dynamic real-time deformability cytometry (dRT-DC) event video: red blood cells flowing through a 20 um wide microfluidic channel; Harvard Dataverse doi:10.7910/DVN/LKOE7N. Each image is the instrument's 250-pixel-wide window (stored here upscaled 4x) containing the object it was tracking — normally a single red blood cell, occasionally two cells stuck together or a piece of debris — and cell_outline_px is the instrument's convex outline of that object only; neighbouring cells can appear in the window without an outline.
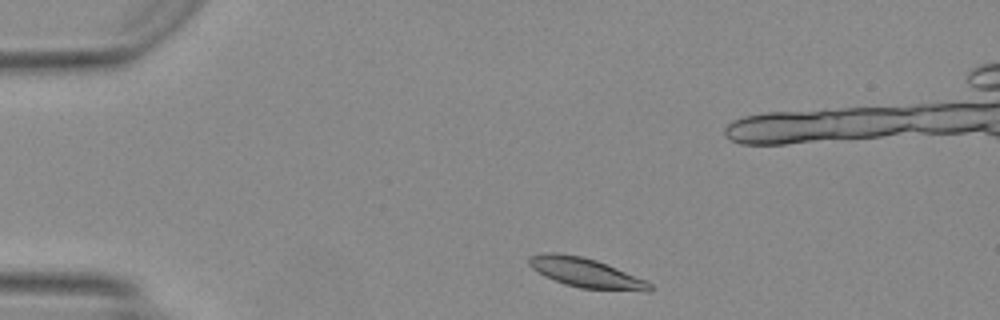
{"species": "Egyptian fruit bat (a non-hibernating species)", "species_latin": "Rousettus aegyptiacus", "temperature_condition": "warm", "stored_images_in_passage": 8, "camera_frame_rate_fps": 3000, "um_per_image_px": 0.085, "animal": {"sex": "female"}, "frame": {"image": 1, "passage_image": 2, "time_ms": 0.333, "image_size_px": [1000, 320], "cell_outline_px": [[652, 288], [648, 292], [644, 292], [580, 288], [564, 284], [544, 276], [532, 268], [528, 264], [528, 260], [532, 256], [544, 252], [556, 252], [580, 256], [596, 260], [648, 280], [652, 284]], "centroid_in_image_um": [49.85, 23.2], "position_along_channel_um": 35.2, "area_um2": 20.92}}
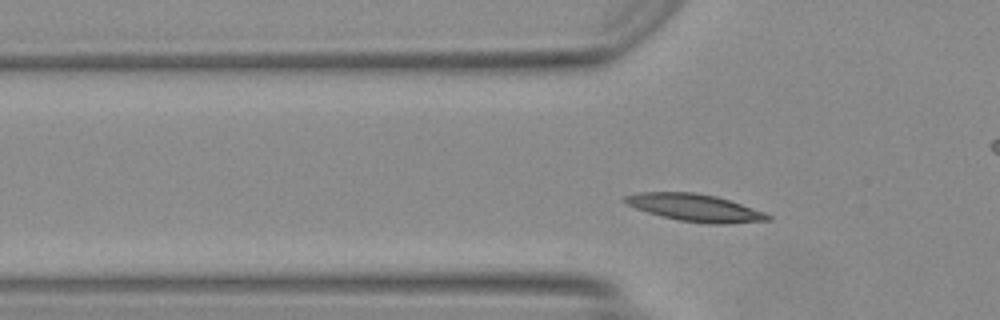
{"frame": {"image": 2, "passage_image": 8, "time_ms": 2.333, "image_size_px": [1000, 320], "cell_outline_px": [[772, 220], [728, 224], [712, 224], [680, 220], [648, 212], [636, 208], [620, 200], [624, 196], [640, 192], [692, 192], [716, 196], [764, 212], [772, 216]], "centroid_in_image_um": [59.08, 17.65], "position_along_channel_um": 66.7, "area_um2": 22.48}}